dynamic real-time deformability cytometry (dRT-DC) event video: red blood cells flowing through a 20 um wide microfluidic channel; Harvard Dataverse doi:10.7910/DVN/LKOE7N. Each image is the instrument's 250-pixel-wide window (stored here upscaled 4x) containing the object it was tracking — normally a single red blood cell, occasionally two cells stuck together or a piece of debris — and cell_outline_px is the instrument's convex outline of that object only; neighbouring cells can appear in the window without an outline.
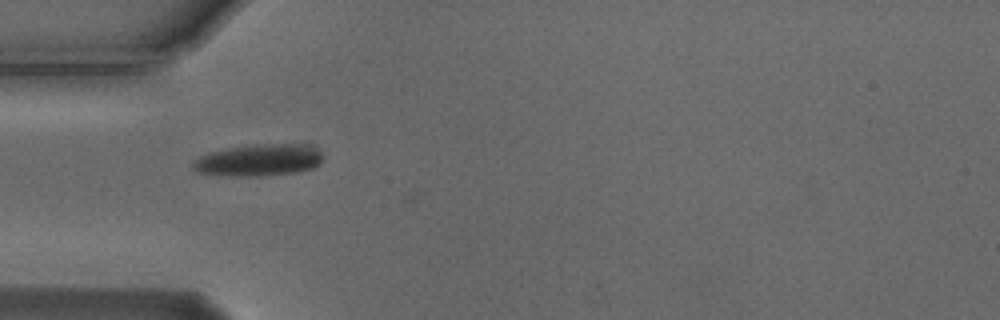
{"species": "Egyptian fruit bat (a non-hibernating species)", "species_latin": "Rousettus aegyptiacus", "temperature_condition": "cold", "stored_images_in_passage": 27, "camera_frame_rate_fps": 3000, "um_per_image_px": 0.085, "animal": {"sex": "male"}, "frame": {"image": 1, "passage_image": 1, "time_ms": 0.0, "image_size_px": [1000, 320], "cell_outline_px": [[324, 160], [312, 168], [296, 172], [260, 176], [224, 176], [196, 172], [192, 168], [192, 160], [208, 152], [228, 148], [256, 144], [304, 144], [316, 148], [320, 152]], "centroid_in_image_um": [21.95, 13.61], "position_along_channel_um": 63.0, "area_um2": 24.33}}
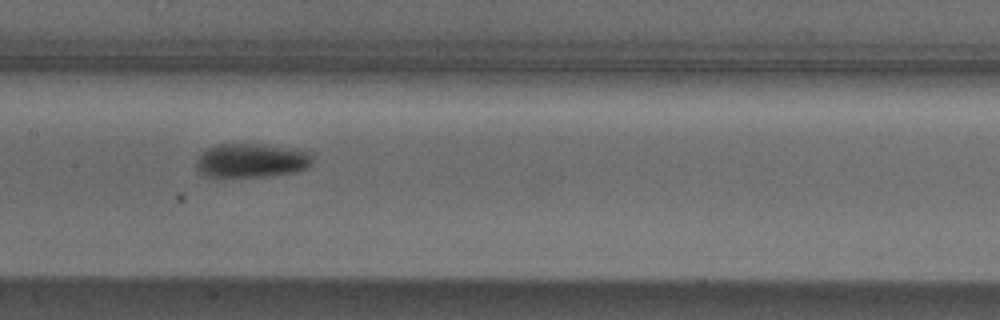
{"frame": {"image": 2, "passage_image": 11, "time_ms": 3.333, "image_size_px": [1000, 320], "cell_outline_px": [[312, 164], [308, 168], [296, 172], [272, 176], [220, 180], [216, 180], [204, 176], [196, 172], [196, 160], [200, 152], [208, 148], [220, 144], [264, 144], [312, 152]], "centroid_in_image_um": [21.29, 13.71], "position_along_channel_um": 186.1, "area_um2": 24.33}}
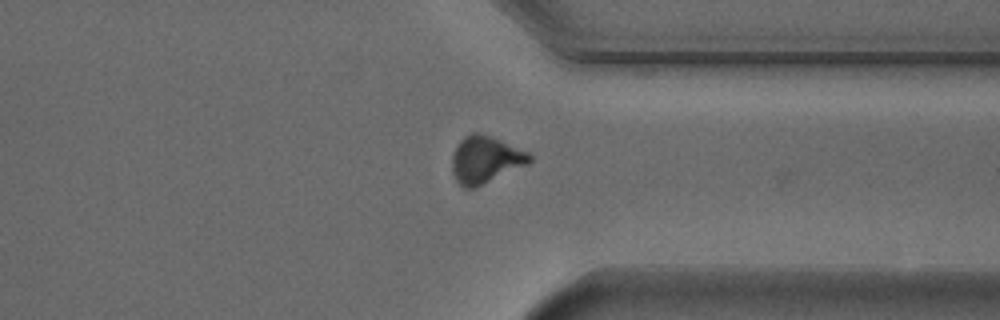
{"frame": {"image": 3, "passage_image": 26, "time_ms": 8.333, "image_size_px": [1000, 320], "cell_outline_px": [[532, 160], [528, 164], [476, 188], [464, 188], [456, 180], [452, 172], [452, 156], [456, 144], [464, 136], [472, 132], [480, 132], [492, 136], [528, 152], [532, 156]], "centroid_in_image_um": [41.24, 13.56], "position_along_channel_um": 370.2, "area_um2": 21.5}}